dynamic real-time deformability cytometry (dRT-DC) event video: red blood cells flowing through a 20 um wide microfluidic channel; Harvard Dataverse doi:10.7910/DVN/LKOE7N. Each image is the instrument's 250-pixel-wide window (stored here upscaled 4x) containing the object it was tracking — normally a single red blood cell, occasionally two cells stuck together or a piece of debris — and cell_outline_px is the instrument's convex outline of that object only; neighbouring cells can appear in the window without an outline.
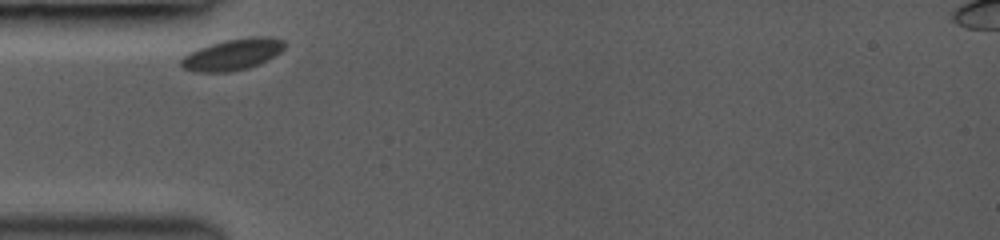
{"species": "common noctule bat (a hibernating species)", "species_latin": "Nyctalus noctula", "temperature_condition": "room temperature", "stored_images_in_passage": 20, "camera_frame_rate_fps": 3000, "um_per_image_px": 0.085, "animal": {"sex": "female", "body_mass_g": 19.0, "forearm_length_mm": 53.3}, "frame": {"image": 1, "passage_image": 1, "time_ms": 0.0, "image_size_px": [1000, 240], "cell_outline_px": [[284, 48], [280, 52], [268, 60], [260, 64], [248, 68], [228, 72], [196, 72], [184, 68], [180, 64], [180, 60], [188, 52], [224, 40], [248, 36], [268, 36], [284, 40]], "centroid_in_image_um": [19.78, 4.62], "position_along_channel_um": 65.2, "area_um2": 18.96}}
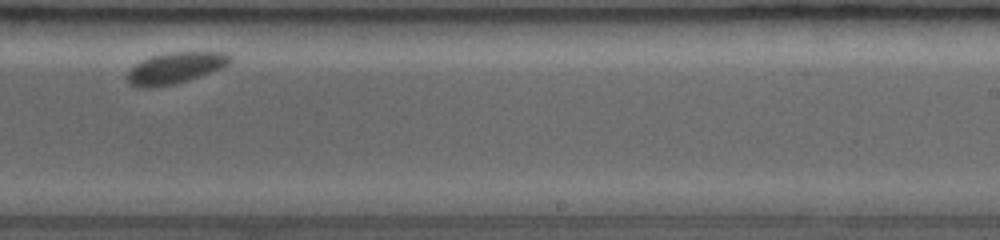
{"frame": {"image": 2, "passage_image": 13, "time_ms": 5.667, "image_size_px": [1000, 240], "cell_outline_px": [[232, 60], [224, 68], [176, 84], [148, 88], [136, 88], [128, 84], [128, 72], [136, 64], [152, 56], [168, 52], [224, 52], [232, 56]], "centroid_in_image_um": [14.93, 5.79], "position_along_channel_um": 274.1, "area_um2": 18.79}}
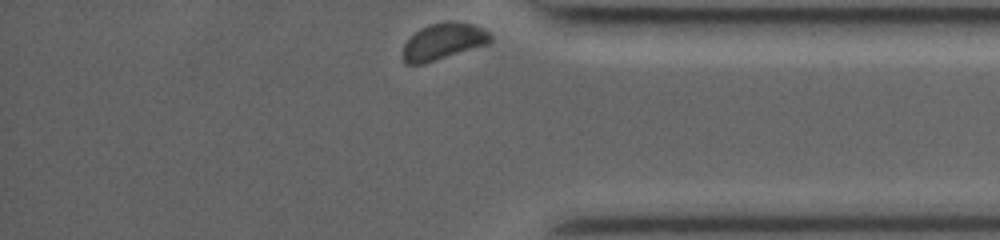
{"frame": {"image": 3, "passage_image": 20, "time_ms": 9.0, "image_size_px": [1000, 240], "cell_outline_px": [[492, 40], [488, 44], [424, 64], [404, 64], [404, 44], [416, 32], [432, 24], [472, 24], [484, 28], [492, 36]], "centroid_in_image_um": [37.71, 3.58], "position_along_channel_um": 397.5, "area_um2": 17.86}, "authors_computed_cell_mechanics": {"area_um2": 18.9873, "velocity_mm_per_s": 3.7142, "shape_relaxation_time_tau1_ms": 0.8947, "shape_relaxation_time_tau2_ms": null, "deformation_change_tau1": 0.0337, "deformation_change_tau2": null}}